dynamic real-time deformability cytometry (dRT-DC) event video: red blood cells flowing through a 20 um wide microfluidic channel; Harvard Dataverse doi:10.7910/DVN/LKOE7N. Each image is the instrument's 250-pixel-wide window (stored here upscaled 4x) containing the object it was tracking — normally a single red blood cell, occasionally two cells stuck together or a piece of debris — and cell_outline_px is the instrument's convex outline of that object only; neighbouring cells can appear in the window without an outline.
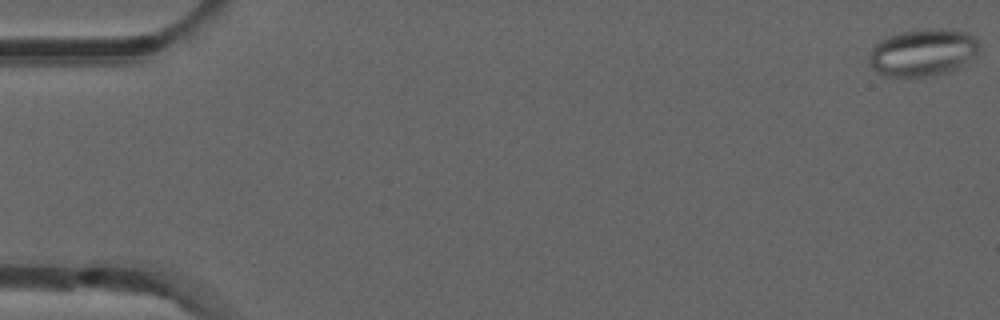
{"species": "common noctule bat (a hibernating species)", "species_latin": "Nyctalus noctula", "temperature_condition": "room temperature", "stored_images_in_passage": 53, "camera_frame_rate_fps": 3000, "um_per_image_px": 0.085, "animal": {"sex": "male", "forearm_length_mm": 52.5}, "frame": {"image": 1, "passage_image": 1, "time_ms": 0.0, "image_size_px": [1000, 320], "cell_outline_px": [[980, 48], [976, 56], [956, 68], [948, 72], [924, 76], [884, 76], [876, 72], [872, 68], [868, 56], [872, 48], [880, 40], [888, 36], [900, 32], [928, 28], [940, 28], [964, 32], [972, 36], [980, 44]], "centroid_in_image_um": [78.43, 4.45], "position_along_channel_um": 6.6, "area_um2": 30.23}}
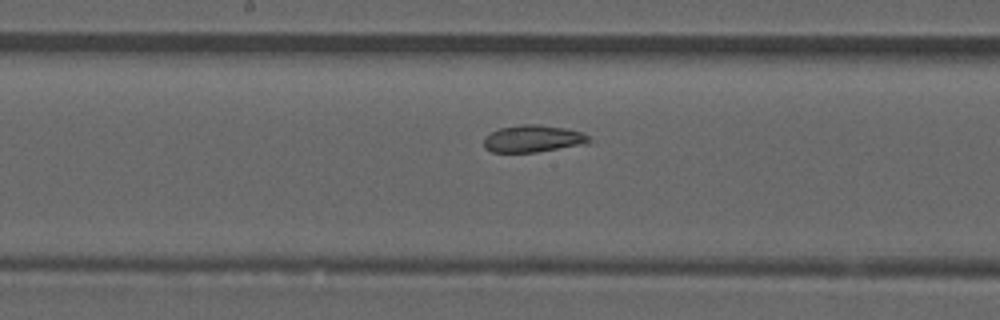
{"frame": {"image": 2, "passage_image": 28, "time_ms": 9.0, "image_size_px": [1000, 320], "cell_outline_px": [[592, 144], [536, 152], [492, 152], [484, 148], [484, 136], [500, 128], [524, 124], [540, 124], [568, 128], [584, 132], [592, 140]], "centroid_in_image_um": [45.39, 11.79], "position_along_channel_um": 202.8, "area_um2": 17.05}}
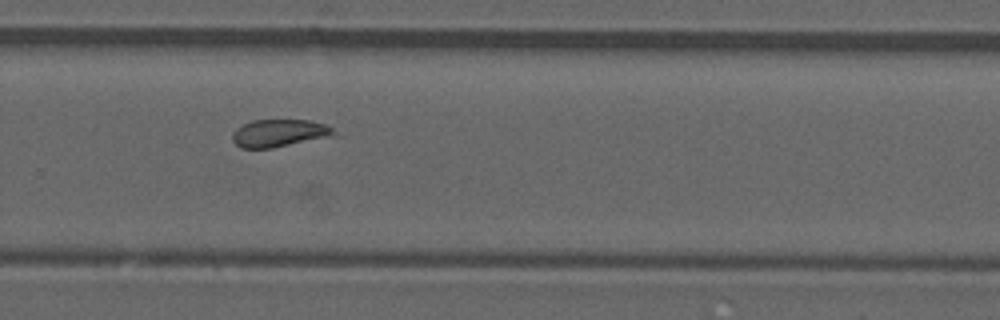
{"frame": {"image": 3, "passage_image": 36, "time_ms": 11.667, "image_size_px": [1000, 320], "cell_outline_px": [[340, 136], [272, 148], [240, 148], [232, 140], [232, 132], [236, 128], [252, 120], [308, 120], [324, 124], [332, 128]], "centroid_in_image_um": [23.79, 11.33], "position_along_channel_um": 306.0, "area_um2": 16.65}, "authors_computed_cell_mechanics": {"area_um2": 17.9758, "velocity_mm_per_s": 3.8837, "shape_relaxation_time_tau1_ms": null, "shape_relaxation_time_tau2_ms": 1.806, "deformation_change_tau1": null, "deformation_change_tau2": 0.0715}}